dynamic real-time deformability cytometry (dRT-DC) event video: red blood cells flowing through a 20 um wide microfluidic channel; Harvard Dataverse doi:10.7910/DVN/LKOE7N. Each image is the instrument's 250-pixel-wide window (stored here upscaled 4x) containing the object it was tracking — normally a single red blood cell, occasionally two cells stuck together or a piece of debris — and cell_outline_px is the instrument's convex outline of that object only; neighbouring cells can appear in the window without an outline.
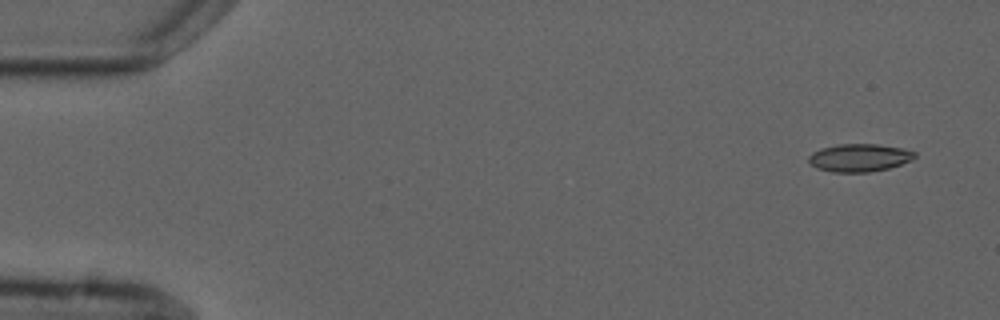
{"species": "common noctule bat (a hibernating species)", "species_latin": "Nyctalus noctula", "temperature_condition": "cold", "stored_images_in_passage": 5, "camera_frame_rate_fps": 3000, "um_per_image_px": 0.085, "animal": {"sex": "male", "forearm_length_mm": 52.5}, "frame": {"image": 1, "passage_image": 1, "time_ms": 0.0, "image_size_px": [1000, 320], "cell_outline_px": [[916, 156], [912, 160], [888, 168], [868, 172], [832, 172], [816, 168], [808, 160], [808, 156], [812, 152], [820, 148], [836, 144], [876, 144], [900, 148], [916, 152]], "centroid_in_image_um": [73.01, 13.4], "position_along_channel_um": 12.0, "area_um2": 17.17}}
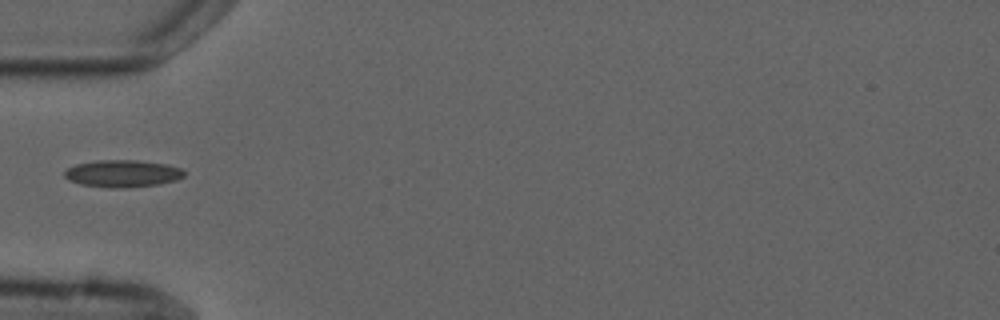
{"frame": {"image": 2, "passage_image": 4, "time_ms": 5.0, "image_size_px": [1000, 320], "cell_outline_px": [[184, 176], [176, 180], [160, 184], [124, 188], [112, 188], [80, 184], [68, 180], [64, 176], [64, 172], [68, 168], [76, 164], [96, 160], [136, 160], [168, 164], [184, 168]], "centroid_in_image_um": [10.44, 14.75], "position_along_channel_um": 74.6, "area_um2": 19.13}}
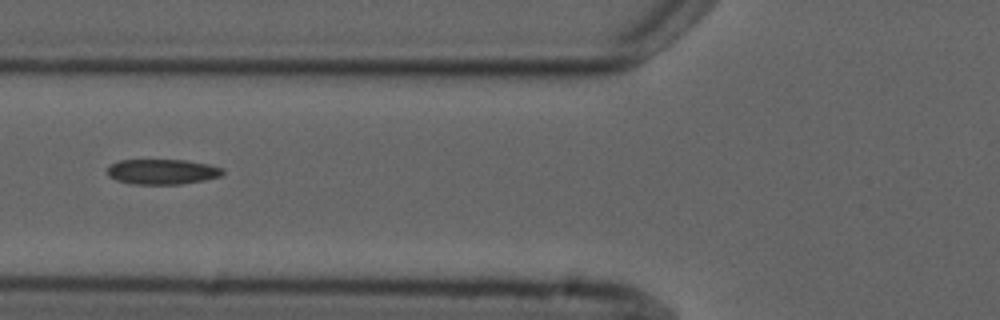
{"frame": {"image": 3, "passage_image": 5, "time_ms": 6.0, "image_size_px": [1000, 320], "cell_outline_px": [[224, 172], [220, 176], [204, 180], [180, 184], [132, 184], [116, 180], [108, 176], [108, 164], [120, 160], [184, 160], [208, 164], [224, 168]], "centroid_in_image_um": [13.77, 14.59], "position_along_channel_um": 112.0, "area_um2": 16.99}}